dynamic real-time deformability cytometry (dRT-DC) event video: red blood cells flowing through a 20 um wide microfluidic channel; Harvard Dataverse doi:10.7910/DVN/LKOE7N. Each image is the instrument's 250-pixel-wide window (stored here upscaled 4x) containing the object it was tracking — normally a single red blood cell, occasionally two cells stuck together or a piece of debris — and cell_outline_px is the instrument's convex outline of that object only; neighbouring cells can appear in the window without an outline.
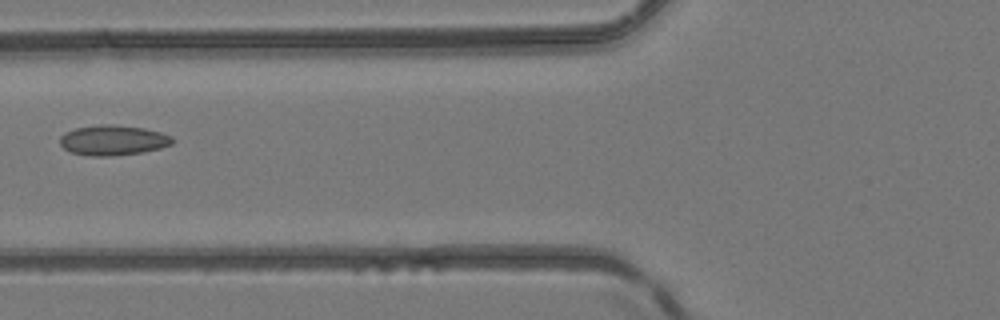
{"species": "common noctule bat (a hibernating species)", "species_latin": "Nyctalus noctula", "temperature_condition": "room temperature", "stored_images_in_passage": 7, "camera_frame_rate_fps": 3000, "um_per_image_px": 0.085, "animal": {"sex": "female", "body_mass_g": 24.6, "forearm_length_mm": 56.2}, "frame": {"image": 1, "passage_image": 6, "time_ms": 6.0, "image_size_px": [1000, 320], "cell_outline_px": [[176, 140], [172, 144], [160, 148], [144, 152], [112, 156], [88, 156], [72, 152], [64, 148], [60, 144], [60, 136], [64, 132], [76, 128], [100, 124], [112, 124], [144, 128], [160, 132], [172, 136]], "centroid_in_image_um": [9.62, 11.92], "position_along_channel_um": 116.2, "area_um2": 19.94}}
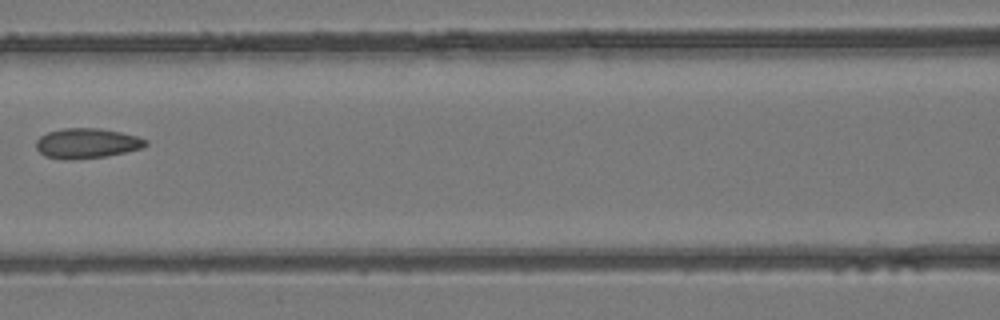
{"frame": {"image": 2, "passage_image": 7, "time_ms": 7.0, "image_size_px": [1000, 320], "cell_outline_px": [[148, 144], [144, 148], [104, 156], [68, 160], [44, 156], [36, 148], [36, 140], [40, 136], [48, 132], [64, 128], [100, 128], [120, 132], [136, 136], [148, 140]], "centroid_in_image_um": [7.38, 12.17], "position_along_channel_um": 159.2, "area_um2": 19.13}}